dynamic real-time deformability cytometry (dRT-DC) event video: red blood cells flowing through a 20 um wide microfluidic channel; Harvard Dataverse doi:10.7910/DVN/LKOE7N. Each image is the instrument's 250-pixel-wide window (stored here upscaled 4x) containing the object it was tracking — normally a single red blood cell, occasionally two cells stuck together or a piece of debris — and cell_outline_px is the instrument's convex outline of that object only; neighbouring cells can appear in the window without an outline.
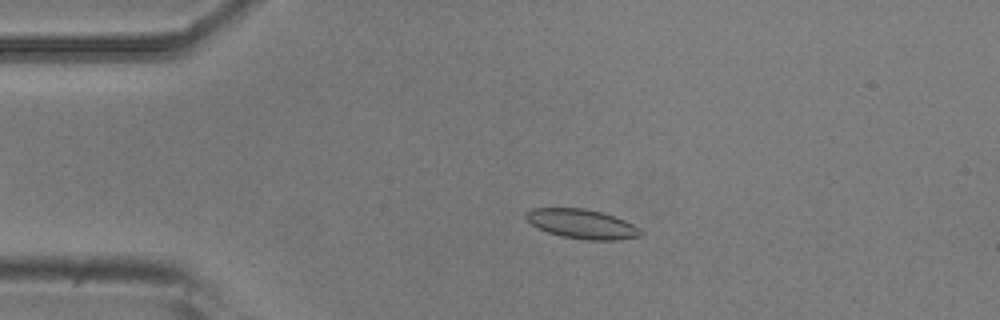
{"species": "common noctule bat (a hibernating species)", "species_latin": "Nyctalus noctula", "temperature_condition": "room temperature", "stored_images_in_passage": 5, "camera_frame_rate_fps": 3000, "um_per_image_px": 0.085, "animal": {"sex": "male", "body_mass_g": 20.5, "forearm_length_mm": 52.5}, "frame": {"image": 1, "passage_image": 4, "time_ms": 1.0, "image_size_px": [1000, 320], "cell_outline_px": [[644, 232], [640, 236], [616, 240], [584, 240], [560, 236], [548, 232], [532, 224], [524, 216], [532, 208], [584, 208], [600, 212], [624, 220], [640, 228]], "centroid_in_image_um": [49.48, 19.04], "position_along_channel_um": 35.5, "area_um2": 19.48}}
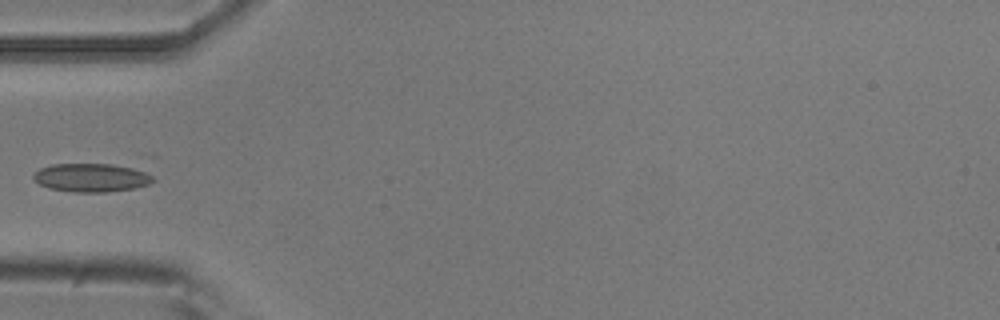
{"frame": {"image": 2, "passage_image": 5, "time_ms": 1.333, "image_size_px": [1000, 320], "cell_outline_px": [[156, 180], [148, 184], [136, 188], [108, 192], [72, 192], [48, 188], [40, 184], [32, 176], [40, 168], [52, 164], [112, 164], [132, 168], [144, 172], [152, 176]], "centroid_in_image_um": [7.76, 15.11], "position_along_channel_um": 77.2, "area_um2": 19.77}}